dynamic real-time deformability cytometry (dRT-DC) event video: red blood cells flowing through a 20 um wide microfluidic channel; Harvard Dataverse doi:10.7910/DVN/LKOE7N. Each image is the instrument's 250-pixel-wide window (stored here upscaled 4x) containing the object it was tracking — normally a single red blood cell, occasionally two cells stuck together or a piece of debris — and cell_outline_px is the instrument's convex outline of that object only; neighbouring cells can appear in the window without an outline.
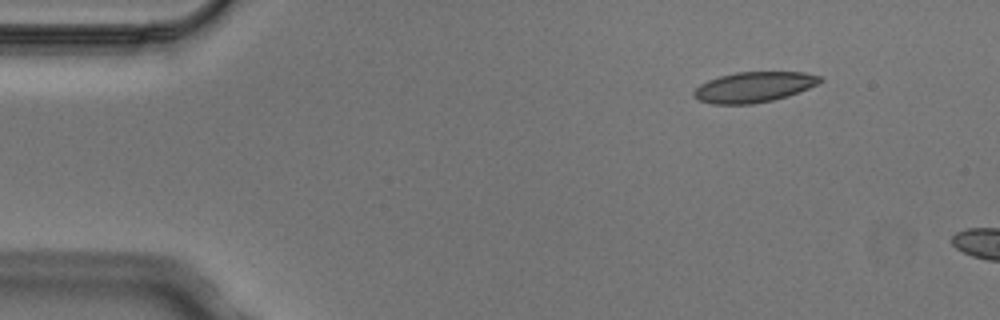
{"species": "Egyptian fruit bat (a non-hibernating species)", "species_latin": "Rousettus aegyptiacus", "temperature_condition": "cold", "stored_images_in_passage": 3, "camera_frame_rate_fps": 3000, "um_per_image_px": 0.085, "animal": {"sex": "male"}, "frame": {"image": 1, "passage_image": 1, "time_ms": 0.0, "image_size_px": [1000, 320], "cell_outline_px": [[824, 80], [808, 88], [788, 96], [772, 100], [752, 104], [712, 104], [700, 100], [692, 96], [692, 92], [700, 84], [708, 80], [720, 76], [736, 72], [804, 72], [820, 76]], "centroid_in_image_um": [64.06, 7.4], "position_along_channel_um": 20.9, "area_um2": 22.31}}